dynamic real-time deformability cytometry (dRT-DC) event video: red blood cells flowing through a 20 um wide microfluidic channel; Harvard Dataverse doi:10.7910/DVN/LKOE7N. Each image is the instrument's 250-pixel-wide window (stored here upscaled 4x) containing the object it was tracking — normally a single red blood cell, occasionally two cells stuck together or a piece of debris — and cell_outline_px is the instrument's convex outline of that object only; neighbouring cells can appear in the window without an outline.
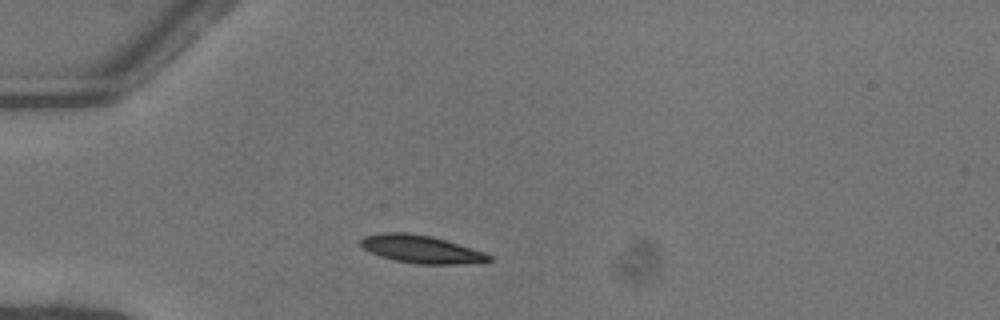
{"species": "common noctule bat (a hibernating species)", "species_latin": "Nyctalus noctula", "temperature_condition": "warm", "stored_images_in_passage": 37, "camera_frame_rate_fps": 3000, "um_per_image_px": 0.085, "animal": {"sex": "female"}, "frame": {"image": 1, "passage_image": 1, "time_ms": 0.0, "image_size_px": [1000, 320], "cell_outline_px": [[492, 260], [456, 264], [416, 264], [396, 260], [380, 256], [364, 248], [360, 244], [360, 240], [364, 236], [380, 232], [408, 232], [432, 236], [484, 252], [492, 256]], "centroid_in_image_um": [35.76, 21.16], "position_along_channel_um": 49.2, "area_um2": 20.58}}
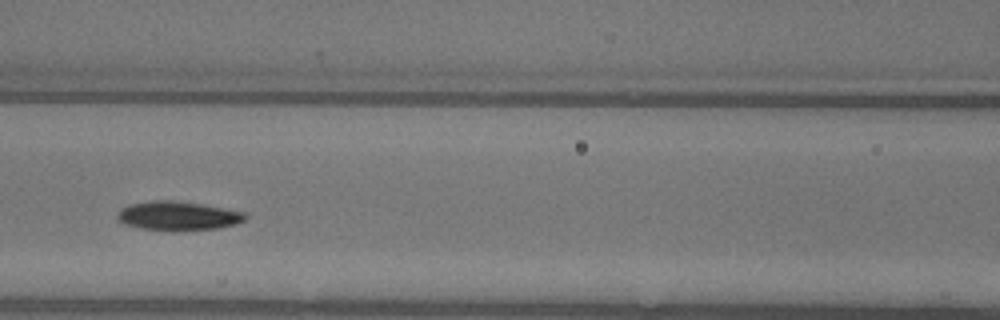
{"frame": {"image": 2, "passage_image": 10, "time_ms": 3.0, "image_size_px": [1000, 320], "cell_outline_px": [[248, 216], [244, 220], [236, 224], [216, 228], [140, 228], [124, 224], [116, 216], [120, 208], [128, 204], [152, 200], [172, 200], [200, 204], [244, 212]], "centroid_in_image_um": [15.09, 18.3], "position_along_channel_um": 151.5, "area_um2": 20.69}}
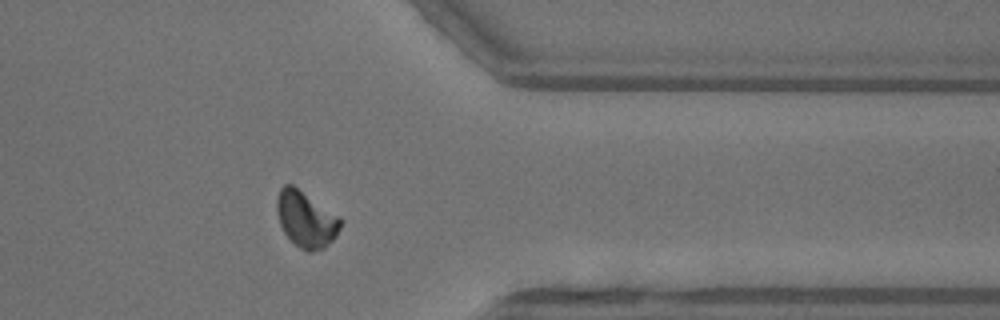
{"frame": {"image": 3, "passage_image": 28, "time_ms": 9.0, "image_size_px": [1000, 320], "cell_outline_px": [[344, 220], [336, 236], [324, 248], [312, 252], [308, 252], [300, 248], [284, 232], [280, 224], [276, 212], [276, 200], [280, 188], [284, 184], [292, 184], [340, 216]], "centroid_in_image_um": [26.02, 18.62], "position_along_channel_um": 385.4, "area_um2": 20.92}, "authors_computed_cell_mechanics": {"area_um2": 20.5768, "velocity_mm_per_s": 4.068, "shape_relaxation_time_tau1_ms": 2.6532, "shape_relaxation_time_tau2_ms": null, "deformation_change_tau1": 0.1154, "deformation_change_tau2": null}}